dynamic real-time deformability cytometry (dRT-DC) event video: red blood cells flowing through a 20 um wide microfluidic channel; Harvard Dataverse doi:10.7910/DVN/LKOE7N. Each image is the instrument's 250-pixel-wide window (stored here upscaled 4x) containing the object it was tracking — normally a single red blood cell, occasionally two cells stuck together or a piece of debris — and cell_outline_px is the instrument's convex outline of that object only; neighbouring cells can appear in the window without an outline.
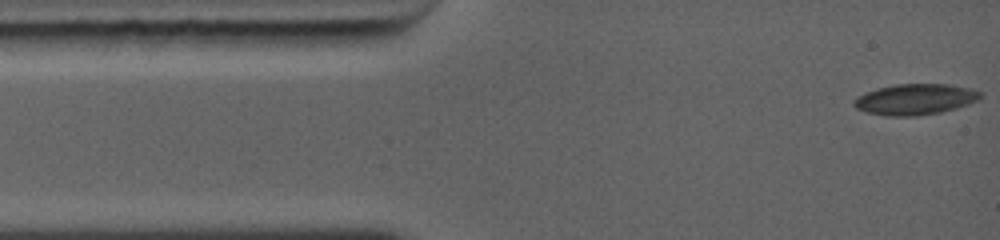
{"species": "common noctule bat (a hibernating species)", "species_latin": "Nyctalus noctula", "temperature_condition": "warm", "stored_images_in_passage": 17, "camera_frame_rate_fps": 5000, "um_per_image_px": 0.085, "animal": {"sex": "female", "body_mass_g": 19.0, "forearm_length_mm": 56.7}, "frame": {"image": 1, "passage_image": 1, "time_ms": 0.0, "image_size_px": [1000, 240], "cell_outline_px": [[980, 96], [976, 100], [952, 108], [936, 112], [916, 116], [888, 116], [868, 112], [856, 108], [852, 104], [860, 96], [868, 92], [880, 88], [900, 84], [944, 84], [968, 88], [980, 92]], "centroid_in_image_um": [77.74, 8.44], "position_along_channel_um": 7.3, "area_um2": 21.73}}
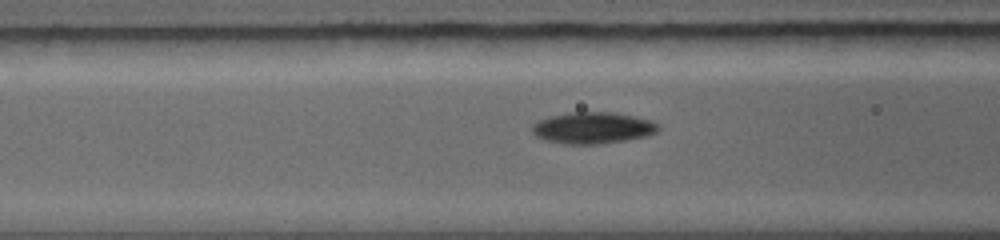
{"frame": {"image": 2, "passage_image": 10, "time_ms": 4.0, "image_size_px": [1000, 240], "cell_outline_px": [[660, 128], [656, 132], [644, 136], [624, 140], [596, 144], [564, 144], [544, 140], [536, 136], [532, 132], [532, 124], [540, 120], [552, 116], [572, 112], [612, 112], [632, 116], [648, 120], [656, 124]], "centroid_in_image_um": [50.33, 10.87], "position_along_channel_um": 116.3, "area_um2": 22.77}}
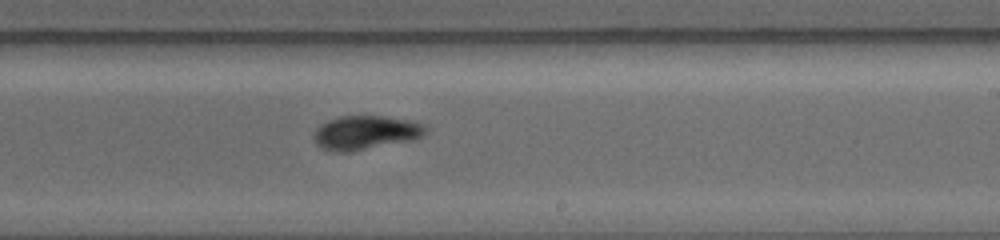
{"frame": {"image": 3, "passage_image": 17, "time_ms": 7.2, "image_size_px": [1000, 240], "cell_outline_px": [[424, 132], [420, 136], [408, 140], [352, 152], [328, 152], [320, 148], [316, 144], [312, 136], [316, 128], [320, 124], [328, 120], [340, 116], [380, 116], [404, 120], [420, 124], [424, 128]], "centroid_in_image_um": [30.89, 11.29], "position_along_channel_um": 258.1, "area_um2": 21.73}}